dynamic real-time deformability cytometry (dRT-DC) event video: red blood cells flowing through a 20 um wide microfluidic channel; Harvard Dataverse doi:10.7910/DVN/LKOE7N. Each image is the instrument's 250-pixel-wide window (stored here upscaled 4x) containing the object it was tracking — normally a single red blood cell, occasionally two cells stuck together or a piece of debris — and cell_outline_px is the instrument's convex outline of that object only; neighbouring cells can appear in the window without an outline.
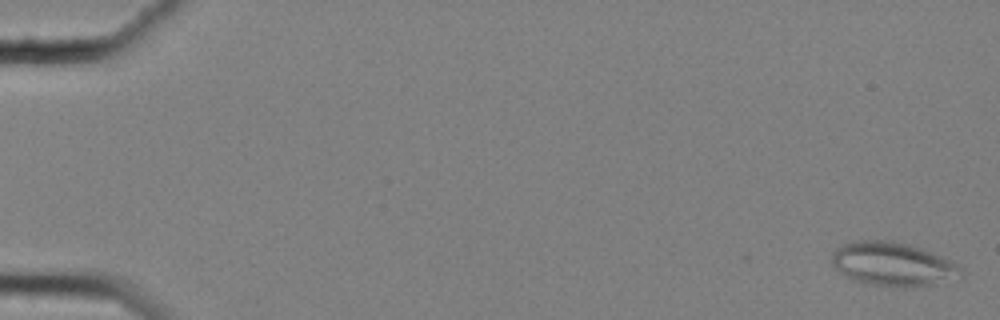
{"species": "common noctule bat (a hibernating species)", "species_latin": "Nyctalus noctula", "temperature_condition": "cold", "stored_images_in_passage": 51, "camera_frame_rate_fps": 3000, "um_per_image_px": 0.085, "animal": {"sex": "female", "body_mass_g": 25.1}, "frame": {"image": 1, "passage_image": 2, "time_ms": 0.333, "image_size_px": [1000, 320], "cell_outline_px": [[964, 276], [936, 284], [904, 288], [872, 284], [852, 280], [836, 268], [832, 264], [832, 252], [836, 248], [844, 244], [856, 240], [892, 240], [908, 244], [920, 248], [940, 256], [964, 268]], "centroid_in_image_um": [75.91, 22.46], "position_along_channel_um": 9.1, "area_um2": 33.0}}
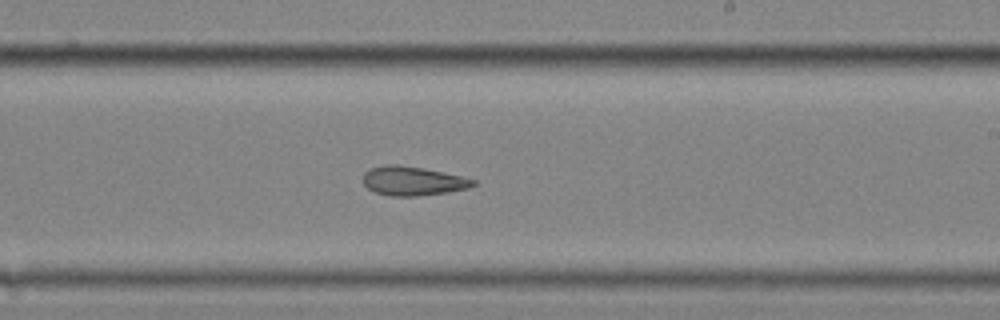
{"frame": {"image": 2, "passage_image": 37, "time_ms": 12.0, "image_size_px": [1000, 320], "cell_outline_px": [[476, 184], [468, 188], [448, 192], [420, 196], [388, 196], [376, 192], [368, 188], [364, 184], [364, 172], [372, 168], [384, 164], [396, 164], [424, 168], [460, 176], [476, 180]], "centroid_in_image_um": [35.09, 15.38], "position_along_channel_um": 253.9, "area_um2": 18.61}}
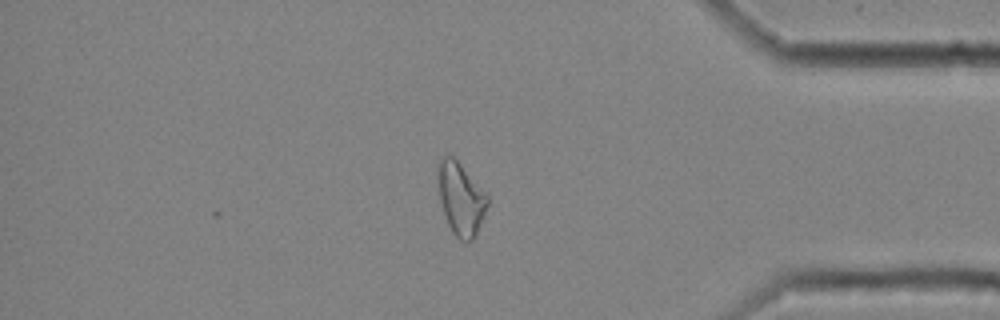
{"frame": {"image": 3, "passage_image": 51, "time_ms": 16.667, "image_size_px": [1000, 320], "cell_outline_px": [[488, 204], [484, 216], [472, 240], [460, 240], [452, 232], [448, 224], [440, 200], [436, 176], [436, 172], [440, 156], [452, 156], [460, 164], [488, 196]], "centroid_in_image_um": [39.13, 16.86], "position_along_channel_um": 396.1, "area_um2": 20.63}, "authors_computed_cell_mechanics": {"area_um2": 21.097, "velocity_mm_per_s": 3.508, "shape_relaxation_time_tau1_ms": null, "shape_relaxation_time_tau2_ms": 5.881, "deformation_change_tau1": null, "deformation_change_tau2": 0.1325}}